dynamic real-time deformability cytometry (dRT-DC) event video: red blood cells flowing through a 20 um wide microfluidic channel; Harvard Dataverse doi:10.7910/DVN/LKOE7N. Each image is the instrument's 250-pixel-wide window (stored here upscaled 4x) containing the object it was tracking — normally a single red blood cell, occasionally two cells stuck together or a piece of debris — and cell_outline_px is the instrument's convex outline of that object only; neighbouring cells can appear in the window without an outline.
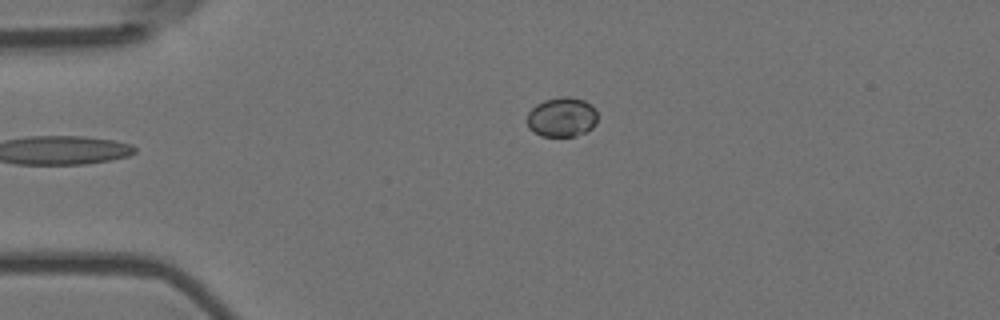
{"species": "Egyptian fruit bat (a non-hibernating species)", "species_latin": "Rousettus aegyptiacus", "temperature_condition": "room temperature", "stored_images_in_passage": 4, "camera_frame_rate_fps": 3000, "um_per_image_px": 0.085, "animal": {"sex": "female"}, "frame": {"image": 1, "passage_image": 4, "time_ms": 1.0, "image_size_px": [1000, 320], "cell_outline_px": [[596, 124], [592, 128], [576, 136], [540, 136], [532, 132], [528, 128], [528, 112], [536, 104], [544, 100], [560, 96], [568, 96], [584, 100], [592, 104], [596, 108]], "centroid_in_image_um": [47.76, 9.95], "position_along_channel_um": 37.2, "area_um2": 16.47}}